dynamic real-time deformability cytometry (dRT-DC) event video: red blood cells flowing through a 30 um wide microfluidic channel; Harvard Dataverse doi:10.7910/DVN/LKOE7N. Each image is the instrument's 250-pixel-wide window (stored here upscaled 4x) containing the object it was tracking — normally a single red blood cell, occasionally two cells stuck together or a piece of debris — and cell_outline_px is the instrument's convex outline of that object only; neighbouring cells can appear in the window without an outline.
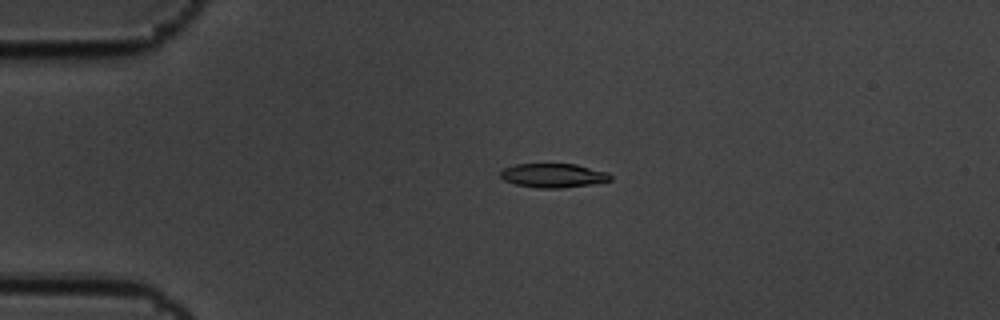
{"species": "common noctule bat (a hibernating species)", "species_latin": "Nyctalus noctula", "temperature_condition": "cold", "stored_images_in_passage": 58, "camera_frame_rate_fps": 3000, "um_per_image_px": 0.085, "animal": {"sex": "male", "body_mass_g": 19.5, "forearm_length_mm": 54.6}, "frame": {"image": 1, "passage_image": 13, "time_ms": 4.0, "image_size_px": [1000, 320], "cell_outline_px": [[612, 180], [592, 184], [560, 188], [536, 188], [516, 184], [504, 180], [500, 176], [500, 172], [504, 168], [516, 164], [576, 164], [608, 172], [612, 176]], "centroid_in_image_um": [47.04, 14.91], "position_along_channel_um": 38.0, "area_um2": 15.43}}
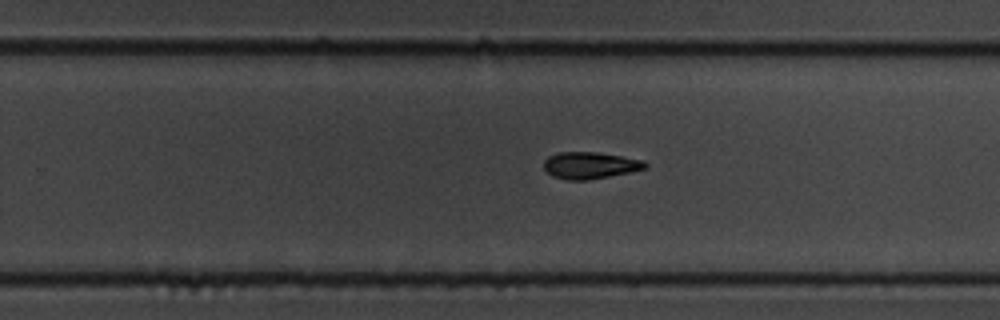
{"frame": {"image": 2, "passage_image": 37, "time_ms": 12.0, "image_size_px": [1000, 320], "cell_outline_px": [[648, 168], [632, 172], [588, 180], [568, 180], [552, 176], [544, 168], [544, 160], [548, 156], [556, 152], [600, 152], [644, 160], [648, 164]], "centroid_in_image_um": [50.18, 14.05], "position_along_channel_um": 279.6, "area_um2": 16.07}}
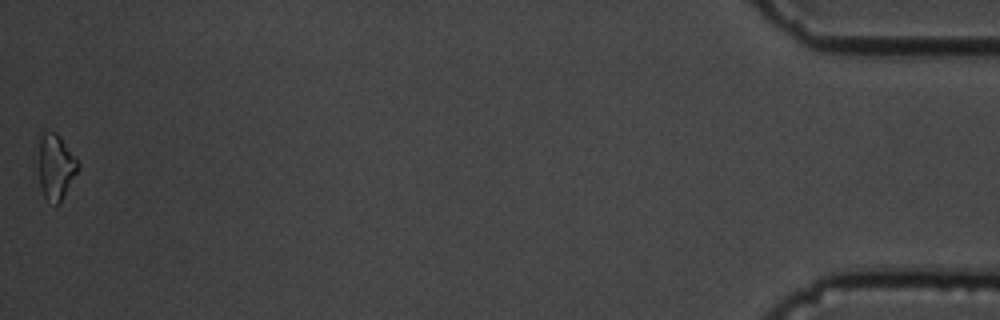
{"frame": {"image": 3, "passage_image": 58, "time_ms": 19.0, "image_size_px": [1000, 320], "cell_outline_px": [[80, 168], [60, 204], [56, 204], [44, 196], [40, 188], [32, 156], [40, 132], [56, 132], [60, 136], [80, 164]], "centroid_in_image_um": [4.62, 14.12], "position_along_channel_um": 430.6, "area_um2": 16.47}, "authors_computed_cell_mechanics": {"area_um2": 15.4904, "velocity_mm_per_s": 3.4619, "shape_relaxation_time_tau1_ms": 2.9987, "shape_relaxation_time_tau2_ms": null, "deformation_change_tau1": 0.137, "deformation_change_tau2": null}}